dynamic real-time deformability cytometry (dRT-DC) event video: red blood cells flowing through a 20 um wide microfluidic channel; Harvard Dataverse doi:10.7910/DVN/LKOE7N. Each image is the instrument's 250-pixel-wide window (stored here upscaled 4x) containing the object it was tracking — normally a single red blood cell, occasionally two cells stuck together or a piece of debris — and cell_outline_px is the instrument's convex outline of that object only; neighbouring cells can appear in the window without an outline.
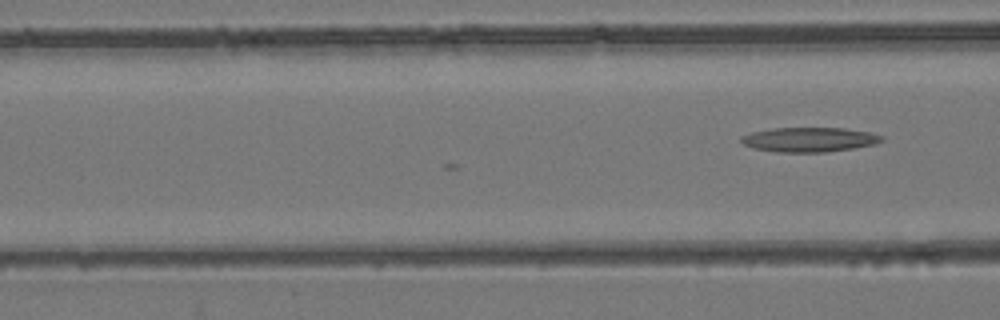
{"species": "common noctule bat (a hibernating species)", "species_latin": "Nyctalus noctula", "temperature_condition": "room temperature", "stored_images_in_passage": 20, "camera_frame_rate_fps": 3000, "um_per_image_px": 0.085, "animal": {"sex": "female", "body_mass_g": 24.6, "forearm_length_mm": 56.2}, "frame": {"image": 1, "passage_image": 20, "time_ms": 6.333, "image_size_px": [1000, 320], "cell_outline_px": [[884, 140], [876, 144], [852, 148], [824, 152], [776, 152], [756, 148], [744, 144], [740, 140], [740, 136], [752, 132], [772, 128], [844, 128], [872, 132], [884, 136]], "centroid_in_image_um": [68.83, 11.86], "position_along_channel_um": 97.8, "area_um2": 20.11}}